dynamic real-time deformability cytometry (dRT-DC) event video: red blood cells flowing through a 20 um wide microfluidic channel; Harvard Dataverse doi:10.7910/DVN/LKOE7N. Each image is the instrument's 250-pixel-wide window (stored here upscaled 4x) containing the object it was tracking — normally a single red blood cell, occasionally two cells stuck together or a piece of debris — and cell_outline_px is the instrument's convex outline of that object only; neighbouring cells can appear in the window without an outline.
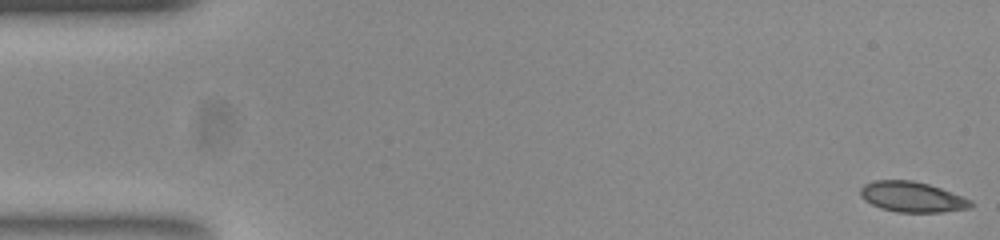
{"species": "common noctule bat (a hibernating species)", "species_latin": "Nyctalus noctula", "temperature_condition": "room temperature", "stored_images_in_passage": 48, "camera_frame_rate_fps": 3000, "um_per_image_px": 0.085, "animal": {"sex": "female", "body_mass_g": 23.0, "forearm_length_mm": 53.4}, "frame": {"image": 1, "passage_image": 1, "time_ms": 0.0, "image_size_px": [1000, 240], "cell_outline_px": [[976, 204], [972, 208], [944, 212], [896, 212], [880, 208], [864, 200], [860, 196], [860, 188], [864, 184], [872, 180], [912, 180], [928, 184], [940, 188], [972, 200]], "centroid_in_image_um": [77.54, 16.74], "position_along_channel_um": 7.5, "area_um2": 19.77}}
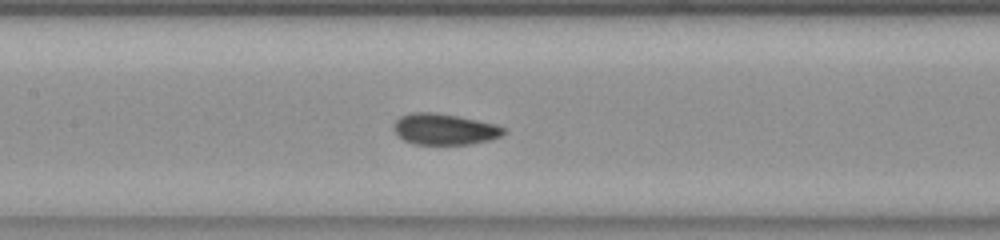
{"frame": {"image": 2, "passage_image": 25, "time_ms": 8.0, "image_size_px": [1000, 240], "cell_outline_px": [[504, 132], [500, 136], [488, 140], [472, 144], [412, 144], [404, 140], [396, 132], [396, 120], [400, 116], [412, 112], [436, 112], [460, 116], [496, 124], [504, 128]], "centroid_in_image_um": [37.79, 10.97], "position_along_channel_um": 169.6, "area_um2": 19.77}}
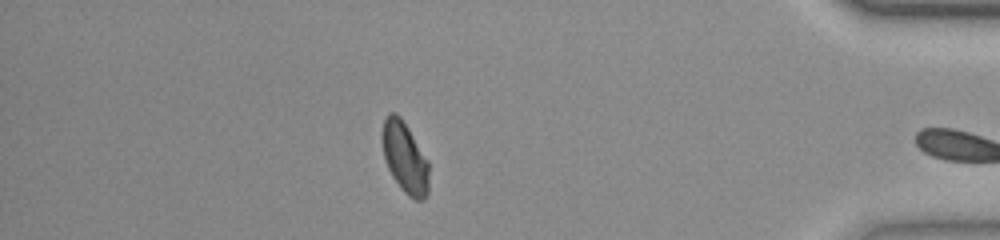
{"frame": {"image": 3, "passage_image": 47, "time_ms": 15.333, "image_size_px": [1000, 240], "cell_outline_px": [[428, 192], [424, 200], [416, 200], [408, 196], [400, 188], [392, 176], [384, 160], [380, 136], [384, 120], [388, 112], [396, 112], [400, 116], [408, 128], [428, 160]], "centroid_in_image_um": [34.38, 13.38], "position_along_channel_um": 400.8, "area_um2": 19.59}, "authors_computed_cell_mechanics": {"area_um2": 19.7676, "velocity_mm_per_s": 3.7632, "shape_relaxation_time_tau1_ms": 4.2078, "shape_relaxation_time_tau2_ms": 1.4107, "deformation_change_tau1": 0.1162, "deformation_change_tau2": 0.0252}}